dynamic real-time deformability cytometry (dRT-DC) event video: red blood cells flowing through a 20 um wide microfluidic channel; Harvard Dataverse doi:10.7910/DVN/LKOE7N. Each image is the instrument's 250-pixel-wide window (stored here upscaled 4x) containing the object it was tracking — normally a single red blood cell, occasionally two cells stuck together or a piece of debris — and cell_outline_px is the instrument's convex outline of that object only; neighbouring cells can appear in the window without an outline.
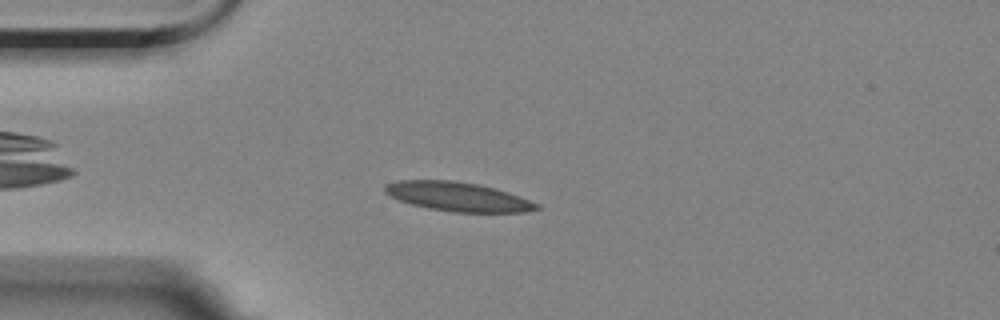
{"species": "Egyptian fruit bat (a non-hibernating species)", "species_latin": "Rousettus aegyptiacus", "temperature_condition": "room temperature", "stored_images_in_passage": 40, "camera_frame_rate_fps": 3000, "um_per_image_px": 0.085, "animal": {"sex": "female"}, "frame": {"image": 1, "passage_image": 7, "time_ms": 2.0, "image_size_px": [1000, 320], "cell_outline_px": [[540, 208], [524, 212], [452, 212], [428, 208], [412, 204], [388, 196], [384, 192], [384, 184], [396, 180], [452, 180], [480, 184], [496, 188], [520, 196], [540, 204]], "centroid_in_image_um": [38.9, 16.7], "position_along_channel_um": 46.1, "area_um2": 25.95}}
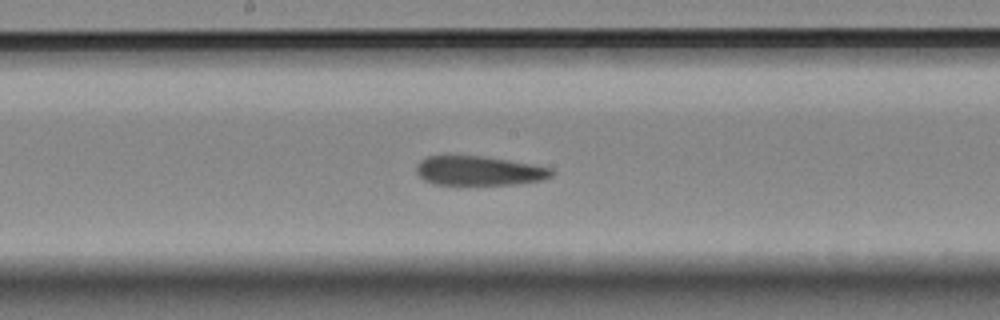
{"frame": {"image": 2, "passage_image": 22, "time_ms": 7.0, "image_size_px": [1000, 320], "cell_outline_px": [[556, 172], [552, 176], [544, 180], [512, 184], [436, 184], [424, 180], [416, 172], [416, 164], [420, 160], [428, 156], [480, 156], [508, 160], [552, 168]], "centroid_in_image_um": [40.73, 14.51], "position_along_channel_um": 207.5, "area_um2": 22.95}}
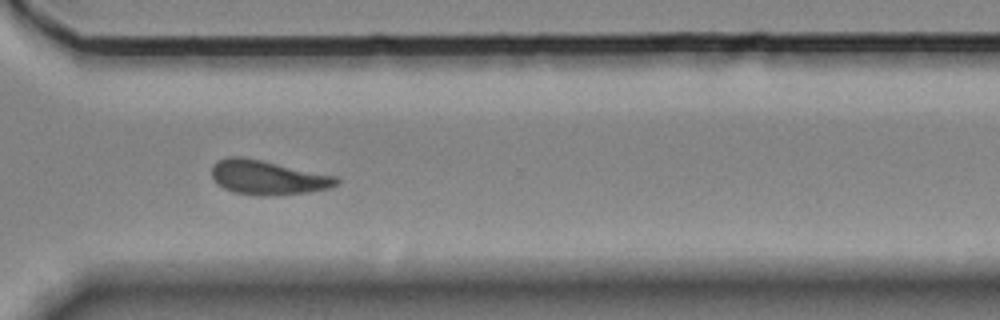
{"frame": {"image": 3, "passage_image": 34, "time_ms": 11.0, "image_size_px": [1000, 320], "cell_outline_px": [[340, 180], [332, 188], [308, 192], [272, 196], [260, 196], [236, 192], [224, 188], [216, 184], [212, 176], [212, 164], [228, 156], [240, 156], [260, 160], [336, 176]], "centroid_in_image_um": [22.74, 15.09], "position_along_channel_um": 347.9, "area_um2": 24.85}, "authors_computed_cell_mechanics": {"area_um2": 24.6517, "velocity_mm_per_s": 3.5064, "shape_relaxation_time_tau1_ms": null, "shape_relaxation_time_tau2_ms": 6.8172, "deformation_change_tau1": null, "deformation_change_tau2": 0.13}}